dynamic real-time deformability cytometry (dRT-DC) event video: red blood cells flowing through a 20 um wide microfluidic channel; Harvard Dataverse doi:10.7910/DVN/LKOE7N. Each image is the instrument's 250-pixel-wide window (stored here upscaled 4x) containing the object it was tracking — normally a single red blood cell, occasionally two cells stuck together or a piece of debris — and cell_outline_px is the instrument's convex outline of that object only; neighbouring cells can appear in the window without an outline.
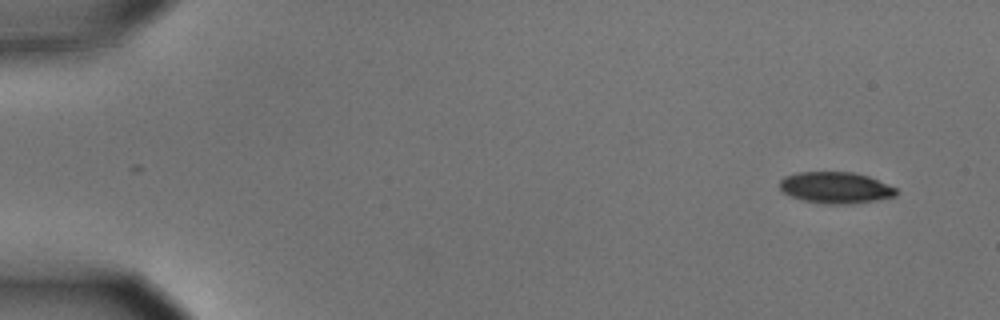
{"species": "common noctule bat (a hibernating species)", "species_latin": "Nyctalus noctula", "temperature_condition": "cold", "stored_images_in_passage": 2, "camera_frame_rate_fps": 3000, "um_per_image_px": 0.085, "animal": {"sex": "male", "body_mass_g": 15.6}, "frame": {"image": 1, "passage_image": 2, "time_ms": 0.333, "image_size_px": [1000, 320], "cell_outline_px": [[896, 196], [876, 200], [848, 204], [824, 204], [804, 200], [792, 196], [784, 192], [780, 188], [780, 180], [784, 176], [796, 172], [852, 172], [868, 176], [896, 188]], "centroid_in_image_um": [71.01, 15.94], "position_along_channel_um": 14.0, "area_um2": 21.15}}